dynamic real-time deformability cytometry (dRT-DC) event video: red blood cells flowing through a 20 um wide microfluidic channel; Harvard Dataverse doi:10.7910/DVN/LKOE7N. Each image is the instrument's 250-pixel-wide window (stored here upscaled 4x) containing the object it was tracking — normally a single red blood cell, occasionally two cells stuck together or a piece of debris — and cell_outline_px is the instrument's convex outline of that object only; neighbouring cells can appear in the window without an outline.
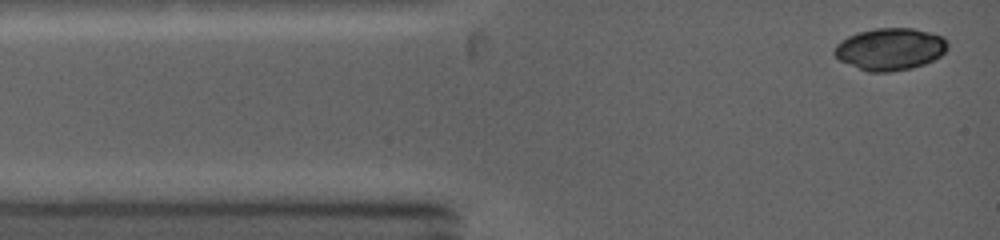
{"species": "common noctule bat (a hibernating species)", "species_latin": "Nyctalus noctula", "temperature_condition": "warm", "stored_images_in_passage": 33, "camera_frame_rate_fps": 5000, "um_per_image_px": 0.085, "animal": {"sex": "female", "body_mass_g": 19.0, "forearm_length_mm": 53.3}, "frame": {"image": 1, "passage_image": 1, "time_ms": 0.0, "image_size_px": [1000, 240], "cell_outline_px": [[948, 48], [940, 56], [924, 64], [912, 68], [888, 72], [868, 72], [840, 60], [832, 52], [836, 44], [840, 40], [856, 32], [876, 28], [912, 28], [932, 32], [944, 36], [948, 40]], "centroid_in_image_um": [75.67, 4.16], "position_along_channel_um": 9.3, "area_um2": 28.03}}
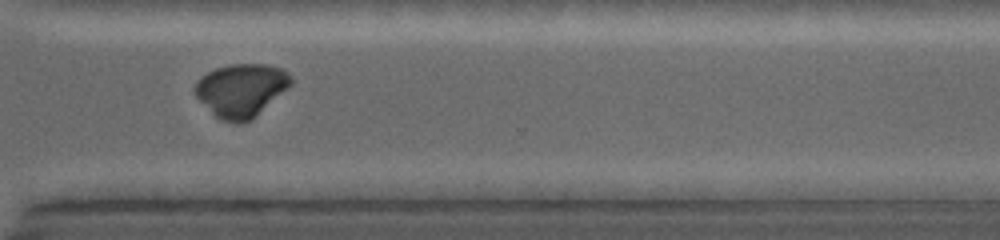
{"frame": {"image": 2, "passage_image": 29, "time_ms": 9.2, "image_size_px": [1000, 240], "cell_outline_px": [[292, 84], [288, 88], [252, 120], [240, 124], [236, 124], [220, 120], [196, 96], [196, 80], [200, 76], [216, 68], [228, 64], [264, 64], [284, 68], [292, 76]], "centroid_in_image_um": [20.54, 7.66], "position_along_channel_um": 350.1, "area_um2": 29.88}}
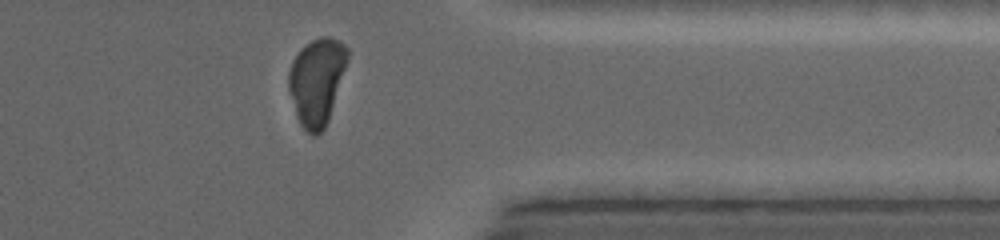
{"frame": {"image": 3, "passage_image": 32, "time_ms": 10.2, "image_size_px": [1000, 240], "cell_outline_px": [[348, 60], [328, 120], [324, 128], [316, 136], [312, 136], [300, 124], [296, 116], [288, 88], [288, 72], [292, 60], [300, 48], [304, 44], [320, 36], [328, 36], [340, 40], [348, 48]], "centroid_in_image_um": [26.91, 6.87], "position_along_channel_um": 384.5, "area_um2": 29.88}}